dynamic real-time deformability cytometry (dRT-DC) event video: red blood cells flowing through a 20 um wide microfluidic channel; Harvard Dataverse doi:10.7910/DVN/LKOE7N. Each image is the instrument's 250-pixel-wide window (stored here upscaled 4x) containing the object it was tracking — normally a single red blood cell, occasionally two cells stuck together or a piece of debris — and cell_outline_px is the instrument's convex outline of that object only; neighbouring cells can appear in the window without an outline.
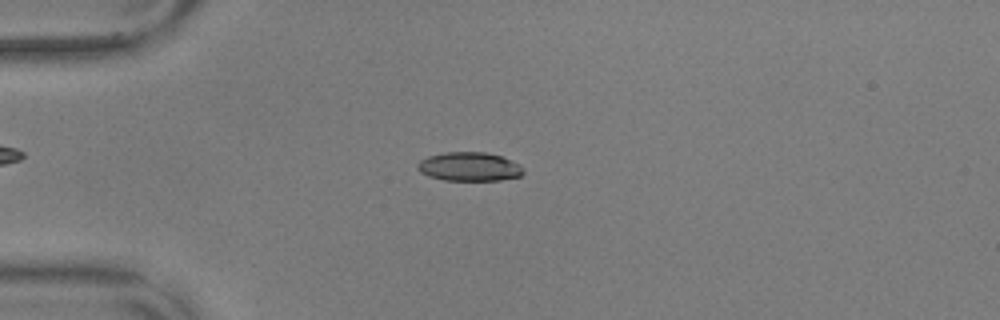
{"species": "common noctule bat (a hibernating species)", "species_latin": "Nyctalus noctula", "temperature_condition": "warm", "stored_images_in_passage": 56, "camera_frame_rate_fps": 3000, "um_per_image_px": 0.085, "animal": {"sex": "male", "body_mass_g": 17.9, "forearm_length_mm": 54.2}, "frame": {"image": 1, "passage_image": 15, "time_ms": 4.667, "image_size_px": [1000, 320], "cell_outline_px": [[524, 172], [520, 176], [500, 180], [444, 180], [428, 176], [420, 172], [416, 168], [416, 164], [420, 160], [428, 156], [444, 152], [484, 152], [500, 156], [520, 164], [524, 168]], "centroid_in_image_um": [39.87, 14.16], "position_along_channel_um": 45.1, "area_um2": 17.86}}
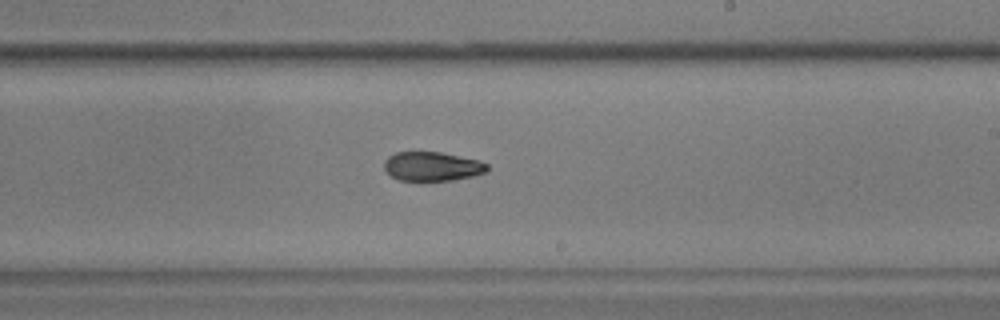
{"frame": {"image": 2, "passage_image": 34, "time_ms": 11.0, "image_size_px": [1000, 320], "cell_outline_px": [[488, 172], [472, 176], [452, 180], [400, 180], [392, 176], [384, 168], [384, 160], [388, 156], [396, 152], [440, 152], [480, 160], [488, 164]], "centroid_in_image_um": [36.76, 14.13], "position_along_channel_um": 252.2, "area_um2": 17.46}}
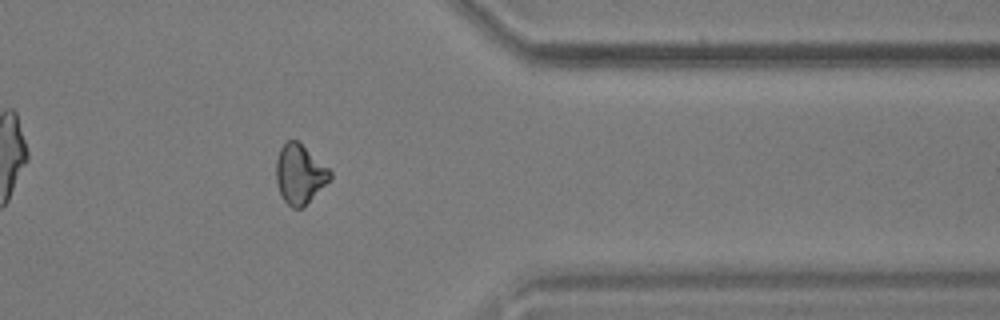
{"frame": {"image": 3, "passage_image": 46, "time_ms": 15.0, "image_size_px": [1000, 320], "cell_outline_px": [[332, 176], [300, 208], [292, 208], [284, 200], [280, 192], [276, 180], [276, 160], [280, 148], [288, 140], [300, 140], [332, 172]], "centroid_in_image_um": [25.45, 14.73], "position_along_channel_um": 386.0, "area_um2": 18.26}, "authors_computed_cell_mechanics": {"area_um2": 18.2937, "velocity_mm_per_s": 3.6235, "shape_relaxation_time_tau1_ms": 8.2106, "shape_relaxation_time_tau2_ms": 9.5233, "deformation_change_tau1": 0.1497, "deformation_change_tau2": 0.1737}}